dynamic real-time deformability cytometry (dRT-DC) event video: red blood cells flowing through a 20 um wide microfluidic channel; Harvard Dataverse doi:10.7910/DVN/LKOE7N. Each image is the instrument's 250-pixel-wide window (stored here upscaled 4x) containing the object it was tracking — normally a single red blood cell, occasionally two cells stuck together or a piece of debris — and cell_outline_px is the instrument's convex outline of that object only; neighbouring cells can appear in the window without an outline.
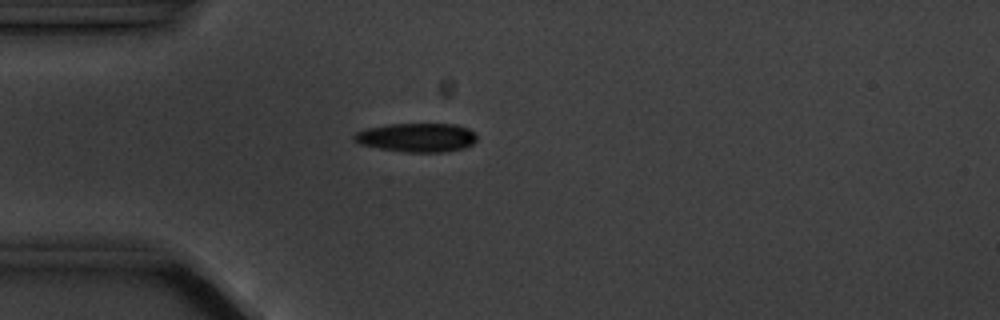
{"species": "common noctule bat (a hibernating species)", "species_latin": "Nyctalus noctula", "temperature_condition": "cold", "stored_images_in_passage": 5, "camera_frame_rate_fps": 3000, "um_per_image_px": 0.085, "animal": {"sex": "male", "body_mass_g": 20.1, "forearm_length_mm": 53.5}, "frame": {"image": 1, "passage_image": 5, "time_ms": 4.667, "image_size_px": [1000, 320], "cell_outline_px": [[476, 140], [472, 144], [464, 148], [440, 152], [404, 152], [380, 148], [360, 144], [352, 140], [352, 136], [356, 132], [368, 128], [388, 124], [456, 124], [468, 128], [476, 132]], "centroid_in_image_um": [35.43, 11.68], "position_along_channel_um": 49.6, "area_um2": 20.69}}